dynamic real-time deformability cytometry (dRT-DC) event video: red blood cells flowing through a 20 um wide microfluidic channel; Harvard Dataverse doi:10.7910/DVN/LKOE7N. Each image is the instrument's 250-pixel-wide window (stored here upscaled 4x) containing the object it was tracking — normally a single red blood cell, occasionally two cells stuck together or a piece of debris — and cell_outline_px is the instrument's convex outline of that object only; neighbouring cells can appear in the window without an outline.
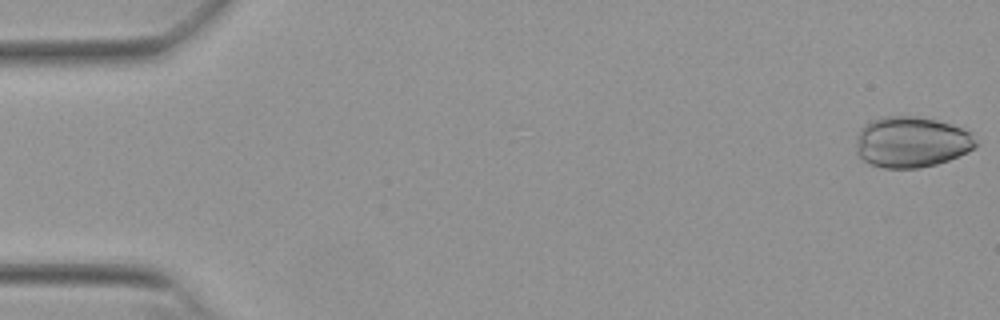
{"species": "Egyptian fruit bat (a non-hibernating species)", "species_latin": "Rousettus aegyptiacus", "temperature_condition": "warm", "stored_images_in_passage": 14, "camera_frame_rate_fps": 3000, "um_per_image_px": 0.085, "animal": {"sex": "female"}, "frame": {"image": 1, "passage_image": 1, "time_ms": 0.0, "image_size_px": [1000, 320], "cell_outline_px": [[976, 148], [968, 152], [948, 160], [936, 164], [920, 168], [884, 168], [872, 164], [864, 160], [856, 152], [856, 136], [860, 128], [864, 124], [880, 116], [916, 116], [936, 120], [972, 132], [976, 140]], "centroid_in_image_um": [77.46, 12.07], "position_along_channel_um": 7.5, "area_um2": 35.66}}